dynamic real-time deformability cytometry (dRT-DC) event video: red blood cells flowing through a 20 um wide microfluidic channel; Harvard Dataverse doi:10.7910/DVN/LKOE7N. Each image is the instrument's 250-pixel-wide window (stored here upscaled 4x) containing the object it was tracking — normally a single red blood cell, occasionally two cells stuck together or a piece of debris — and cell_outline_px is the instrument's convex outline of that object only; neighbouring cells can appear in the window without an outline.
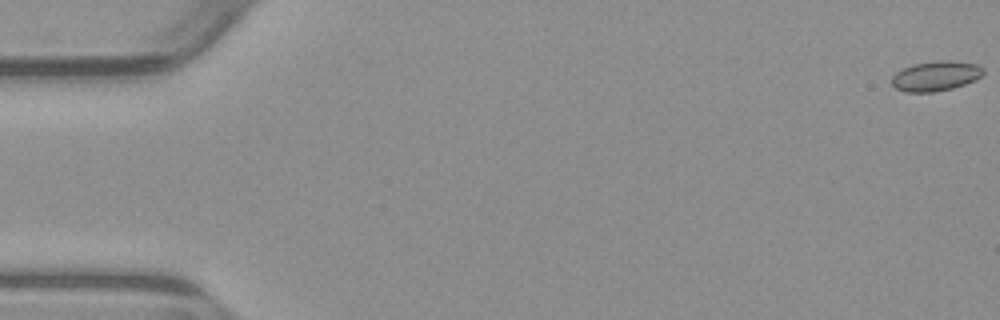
{"species": "common noctule bat (a hibernating species)", "species_latin": "Nyctalus noctula", "temperature_condition": "warm", "stored_images_in_passage": 54, "camera_frame_rate_fps": 3000, "um_per_image_px": 0.085, "animal": {"sex": "male", "body_mass_g": 23.1, "forearm_length_mm": 52.7}, "frame": {"image": 1, "passage_image": 1, "time_ms": 0.0, "image_size_px": [1000, 320], "cell_outline_px": [[984, 72], [976, 80], [952, 88], [932, 92], [904, 92], [896, 88], [892, 84], [892, 76], [896, 72], [912, 64], [940, 60], [976, 64], [984, 68]], "centroid_in_image_um": [79.52, 6.46], "position_along_channel_um": 5.5, "area_um2": 15.78}}
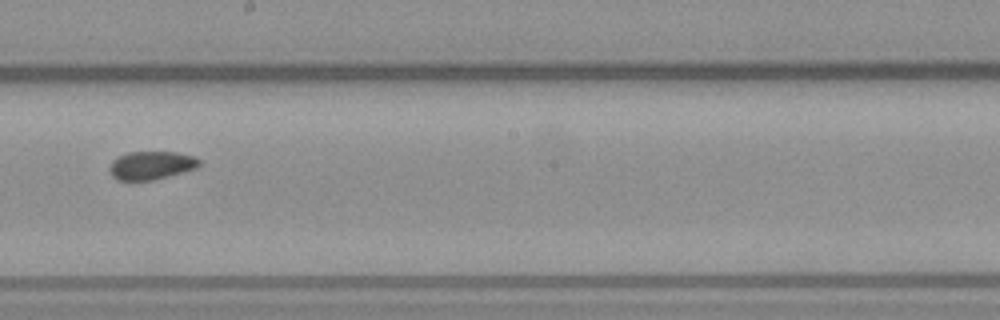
{"frame": {"image": 2, "passage_image": 31, "time_ms": 10.0, "image_size_px": [1000, 320], "cell_outline_px": [[200, 164], [196, 168], [168, 176], [152, 180], [116, 180], [108, 172], [108, 168], [112, 160], [116, 156], [128, 152], [176, 152], [192, 156], [200, 160]], "centroid_in_image_um": [12.79, 14.05], "position_along_channel_um": 235.4, "area_um2": 14.85}}
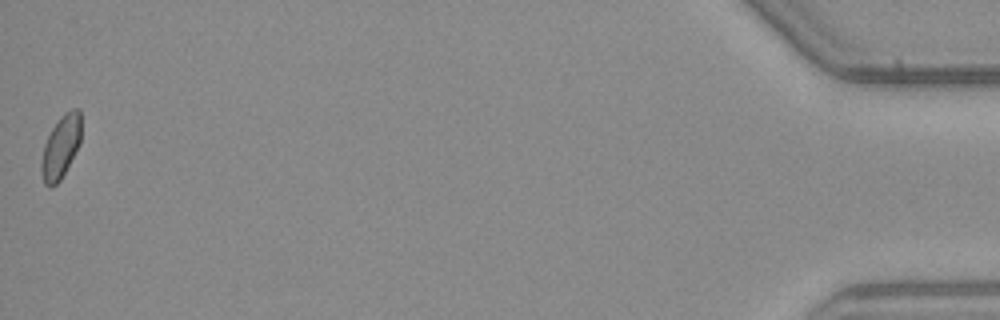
{"frame": {"image": 3, "passage_image": 54, "time_ms": 17.667, "image_size_px": [1000, 320], "cell_outline_px": [[80, 144], [60, 180], [52, 188], [48, 188], [44, 184], [40, 172], [40, 164], [44, 144], [52, 128], [60, 116], [64, 112], [72, 108], [80, 108]], "centroid_in_image_um": [5.14, 12.5], "position_along_channel_um": 430.1, "area_um2": 14.74}}